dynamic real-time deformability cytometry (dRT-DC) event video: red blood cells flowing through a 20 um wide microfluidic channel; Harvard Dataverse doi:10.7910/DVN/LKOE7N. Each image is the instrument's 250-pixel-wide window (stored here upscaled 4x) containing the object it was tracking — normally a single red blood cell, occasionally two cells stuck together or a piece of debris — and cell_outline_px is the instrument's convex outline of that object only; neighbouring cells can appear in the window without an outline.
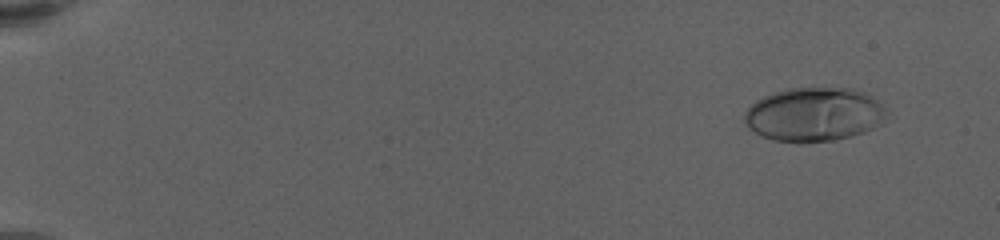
{"species": "human", "species_latin": "Homo sapiens", "temperature_condition": "warm", "stored_images_in_passage": 97, "camera_frame_rate_fps": 3000, "um_per_image_px": 0.085, "donor": {"sex": "female"}, "frame": {"image": 1, "passage_image": 5, "time_ms": 1.667, "image_size_px": [1000, 240], "cell_outline_px": [[884, 116], [880, 124], [864, 132], [832, 140], [800, 144], [772, 140], [748, 128], [744, 124], [744, 112], [756, 100], [764, 96], [788, 88], [852, 88], [864, 92], [872, 96], [884, 108]], "centroid_in_image_um": [69.14, 9.74], "position_along_channel_um": 15.9, "area_um2": 44.56}}
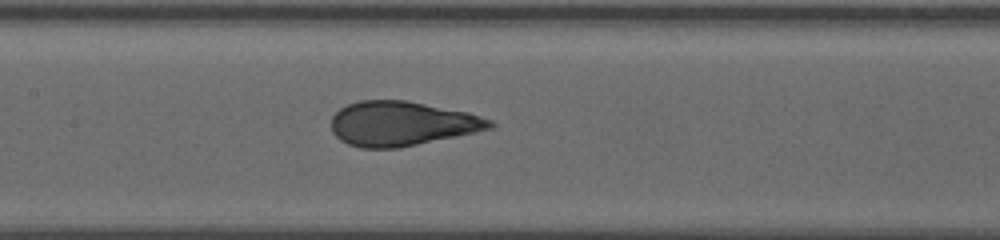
{"frame": {"image": 2, "passage_image": 49, "time_ms": 11.0, "image_size_px": [1000, 240], "cell_outline_px": [[496, 124], [492, 128], [400, 148], [360, 148], [348, 144], [340, 140], [332, 132], [332, 116], [340, 108], [348, 104], [360, 100], [408, 100], [468, 112], [492, 120]], "centroid_in_image_um": [34.13, 10.5], "position_along_channel_um": 173.3, "area_um2": 41.15}}
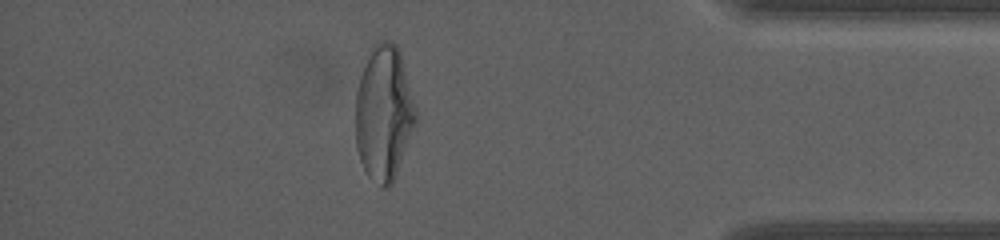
{"frame": {"image": 3, "passage_image": 86, "time_ms": 18.667, "image_size_px": [1000, 240], "cell_outline_px": [[416, 124], [392, 184], [388, 188], [384, 188], [368, 176], [360, 160], [356, 148], [356, 92], [360, 76], [372, 44], [376, 40], [392, 40], [396, 44], [400, 52], [416, 112]], "centroid_in_image_um": [32.61, 9.59], "position_along_channel_um": 402.6, "area_um2": 47.16}, "authors_computed_cell_mechanics": {"area_um2": 41.4426, "velocity_mm_per_s": 3.3611, "shape_relaxation_time_tau1_ms": 5.8071, "shape_relaxation_time_tau2_ms": null, "deformation_change_tau1": 0.2584, "deformation_change_tau2": null}}